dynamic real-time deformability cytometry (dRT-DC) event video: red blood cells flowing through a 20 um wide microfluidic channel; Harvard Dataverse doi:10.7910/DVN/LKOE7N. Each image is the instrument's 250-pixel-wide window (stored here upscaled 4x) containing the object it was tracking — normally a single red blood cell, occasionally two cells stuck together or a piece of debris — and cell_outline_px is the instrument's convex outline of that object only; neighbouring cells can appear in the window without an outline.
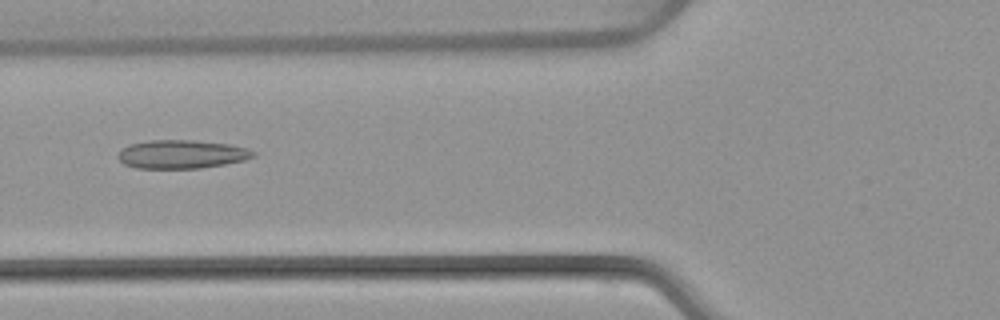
{"species": "common noctule bat (a hibernating species)", "species_latin": "Nyctalus noctula", "temperature_condition": "warm", "stored_images_in_passage": 8, "camera_frame_rate_fps": 3000, "um_per_image_px": 0.085, "animal": {"sex": "female", "body_mass_g": 22.7, "forearm_length_mm": 54.2}, "frame": {"image": 1, "passage_image": 8, "time_ms": 10.0, "image_size_px": [1000, 320], "cell_outline_px": [[256, 156], [244, 160], [224, 164], [200, 168], [136, 168], [124, 164], [116, 156], [120, 148], [128, 144], [152, 140], [192, 140], [228, 144], [248, 148], [256, 152]], "centroid_in_image_um": [15.41, 13.1], "position_along_channel_um": 110.4, "area_um2": 22.6}}